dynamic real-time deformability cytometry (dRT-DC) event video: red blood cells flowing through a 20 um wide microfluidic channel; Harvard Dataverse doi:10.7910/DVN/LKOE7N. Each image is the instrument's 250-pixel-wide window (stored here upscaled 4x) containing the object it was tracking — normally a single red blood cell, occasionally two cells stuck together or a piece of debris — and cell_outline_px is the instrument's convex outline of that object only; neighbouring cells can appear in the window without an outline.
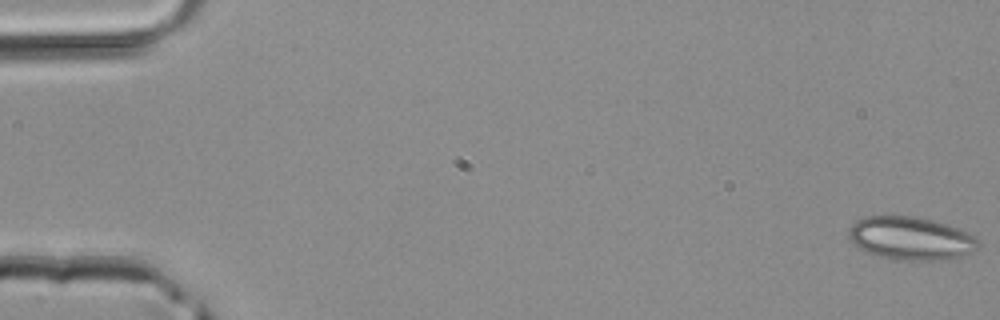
{"species": "common noctule bat (a hibernating species)", "species_latin": "Nyctalus noctula", "temperature_condition": "room temperature", "stored_images_in_passage": 5, "camera_frame_rate_fps": 3000, "um_per_image_px": 0.085, "animal": {"sex": "male", "body_mass_g": 20.4}, "frame": {"image": 1, "passage_image": 1, "time_ms": 0.0, "image_size_px": [1000, 320], "cell_outline_px": [[980, 244], [972, 252], [960, 256], [940, 260], [908, 260], [880, 256], [868, 252], [860, 248], [848, 236], [848, 232], [852, 224], [856, 220], [864, 216], [912, 216], [932, 220], [968, 232], [976, 236], [980, 240]], "centroid_in_image_um": [77.44, 20.25], "position_along_channel_um": 7.6, "area_um2": 32.19}}
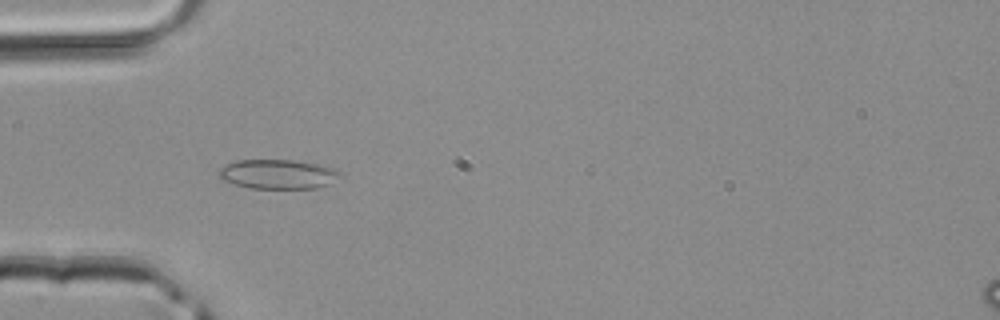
{"frame": {"image": 2, "passage_image": 4, "time_ms": 1.0, "image_size_px": [1000, 320], "cell_outline_px": [[344, 176], [332, 184], [320, 188], [252, 188], [220, 180], [216, 172], [220, 168], [236, 160], [292, 160], [316, 164], [332, 168]], "centroid_in_image_um": [23.63, 14.81], "position_along_channel_um": 61.4, "area_um2": 20.92}}
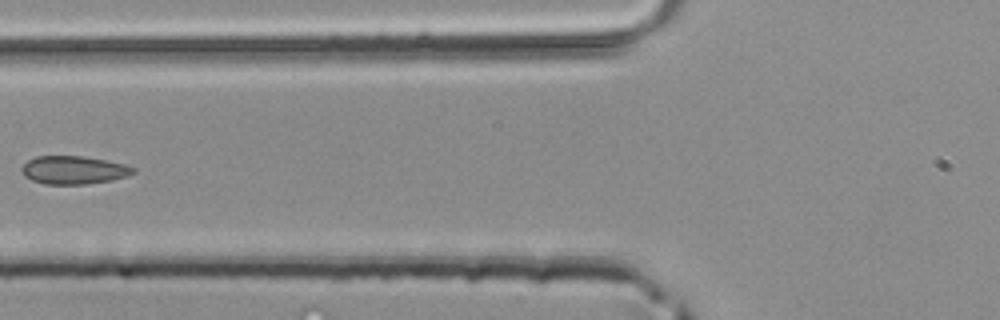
{"frame": {"image": 3, "passage_image": 5, "time_ms": 1.333, "image_size_px": [1000, 320], "cell_outline_px": [[136, 172], [128, 176], [112, 180], [84, 184], [44, 184], [32, 180], [24, 176], [20, 168], [28, 160], [36, 156], [84, 156], [108, 160], [124, 164], [136, 168]], "centroid_in_image_um": [6.28, 14.45], "position_along_channel_um": 119.5, "area_um2": 18.44}}